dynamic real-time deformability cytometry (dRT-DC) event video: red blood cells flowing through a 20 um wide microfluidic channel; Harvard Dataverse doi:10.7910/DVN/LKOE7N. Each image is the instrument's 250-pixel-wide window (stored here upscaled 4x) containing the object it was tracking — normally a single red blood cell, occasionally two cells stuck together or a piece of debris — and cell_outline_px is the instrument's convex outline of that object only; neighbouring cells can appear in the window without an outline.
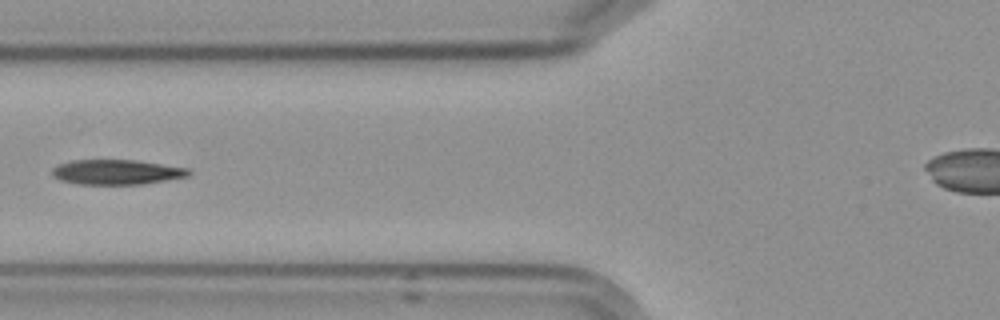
{"species": "Egyptian fruit bat (a non-hibernating species)", "species_latin": "Rousettus aegyptiacus", "temperature_condition": "cold", "stored_images_in_passage": 10, "camera_frame_rate_fps": 3000, "um_per_image_px": 0.085, "frame": {"image": 1, "passage_image": 4, "time_ms": 3.667, "image_size_px": [1000, 320], "cell_outline_px": [[192, 172], [188, 176], [144, 184], [76, 184], [60, 180], [52, 176], [52, 168], [60, 164], [72, 160], [132, 160], [188, 168]], "centroid_in_image_um": [9.89, 14.63], "position_along_channel_um": 115.9, "area_um2": 19.71}}
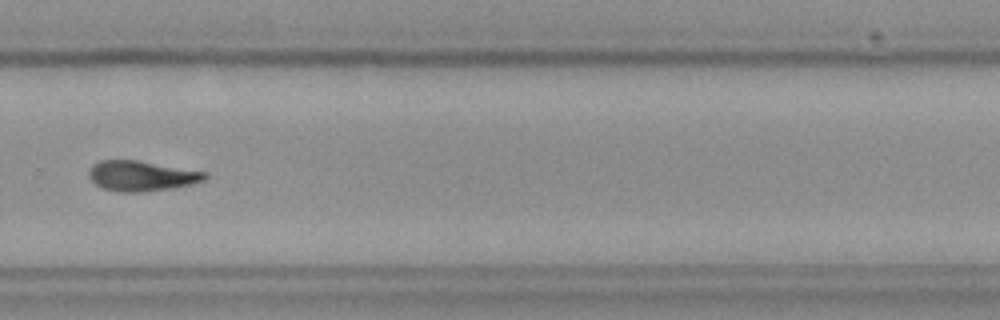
{"frame": {"image": 2, "passage_image": 9, "time_ms": 9.333, "image_size_px": [1000, 320], "cell_outline_px": [[208, 176], [204, 180], [192, 184], [172, 188], [140, 192], [120, 192], [104, 188], [96, 184], [88, 176], [88, 172], [100, 160], [136, 160], [208, 172]], "centroid_in_image_um": [12.07, 14.95], "position_along_channel_um": 317.7, "area_um2": 20.23}}